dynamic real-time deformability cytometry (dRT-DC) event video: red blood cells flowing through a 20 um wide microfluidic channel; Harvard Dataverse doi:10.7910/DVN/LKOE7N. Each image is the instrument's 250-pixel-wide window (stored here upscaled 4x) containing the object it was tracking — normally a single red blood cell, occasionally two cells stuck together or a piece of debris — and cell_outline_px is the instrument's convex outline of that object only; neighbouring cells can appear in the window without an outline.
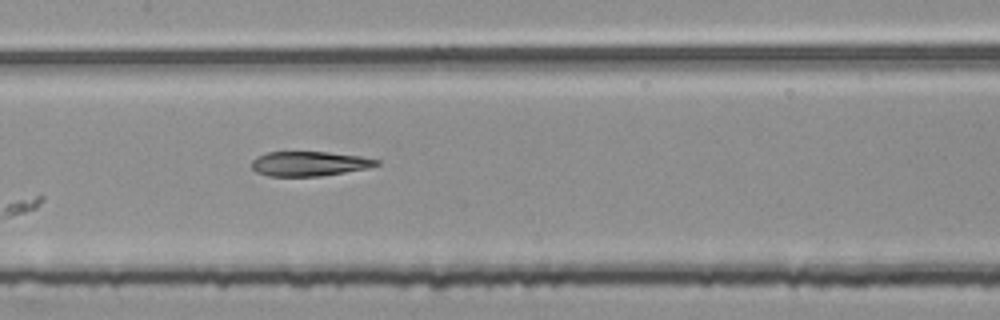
{"species": "common noctule bat (a hibernating species)", "species_latin": "Nyctalus noctula", "temperature_condition": "room temperature", "stored_images_in_passage": 7, "camera_frame_rate_fps": 3000, "um_per_image_px": 0.085, "animal": {"sex": "female", "body_mass_g": 25.1}, "frame": {"image": 1, "passage_image": 7, "time_ms": 2.0, "image_size_px": [1000, 320], "cell_outline_px": [[380, 164], [368, 168], [320, 176], [268, 176], [256, 172], [252, 168], [252, 160], [256, 156], [268, 152], [328, 152], [360, 156], [380, 160]], "centroid_in_image_um": [26.28, 13.91], "position_along_channel_um": 181.1, "area_um2": 17.92}}